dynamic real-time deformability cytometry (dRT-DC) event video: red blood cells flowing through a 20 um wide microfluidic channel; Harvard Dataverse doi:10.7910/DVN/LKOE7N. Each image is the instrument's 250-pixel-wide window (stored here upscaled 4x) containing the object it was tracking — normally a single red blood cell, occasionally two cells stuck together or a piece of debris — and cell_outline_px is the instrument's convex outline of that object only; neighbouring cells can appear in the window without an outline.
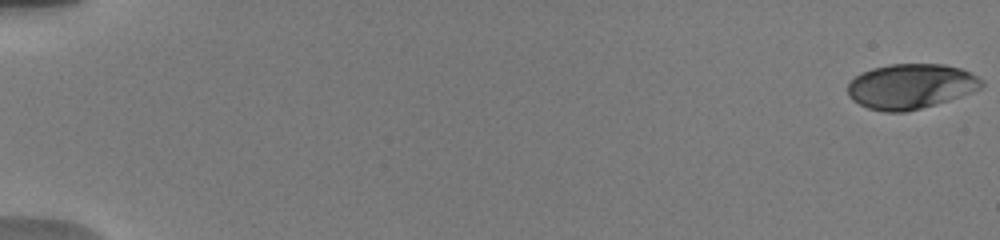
{"species": "human", "species_latin": "Homo sapiens", "temperature_condition": "warm", "stored_images_in_passage": 45, "camera_frame_rate_fps": 3000, "um_per_image_px": 0.085, "donor": {"sex": "male"}, "frame": {"image": 1, "passage_image": 1, "time_ms": 0.0, "image_size_px": [1000, 240], "cell_outline_px": [[984, 84], [980, 88], [960, 96], [936, 104], [908, 112], [884, 112], [868, 108], [852, 100], [848, 96], [848, 84], [860, 72], [872, 68], [892, 64], [944, 64], [960, 68], [984, 80]], "centroid_in_image_um": [77.39, 7.34], "position_along_channel_um": 7.6, "area_um2": 35.08}}
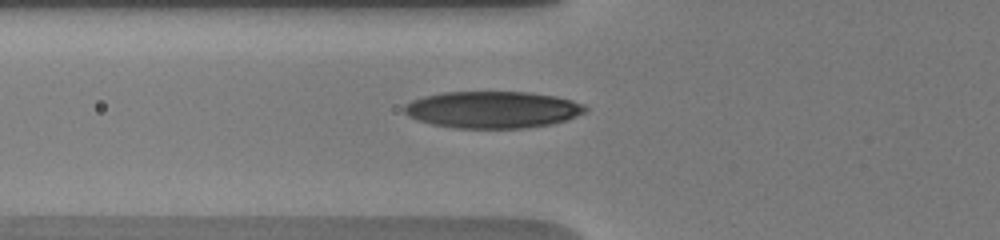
{"frame": {"image": 2, "passage_image": 22, "time_ms": 7.0, "image_size_px": [1000, 240], "cell_outline_px": [[588, 112], [552, 124], [524, 128], [452, 128], [432, 124], [416, 120], [408, 116], [404, 112], [404, 104], [412, 100], [424, 96], [444, 92], [528, 92], [556, 96], [572, 100], [584, 104], [588, 108]], "centroid_in_image_um": [41.87, 9.32], "position_along_channel_um": 83.9, "area_um2": 39.13}}
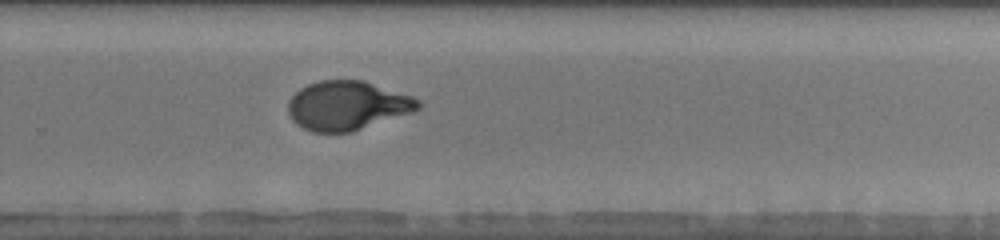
{"frame": {"image": 3, "passage_image": 38, "time_ms": 12.667, "image_size_px": [1000, 240], "cell_outline_px": [[420, 108], [412, 112], [352, 132], [312, 132], [296, 124], [292, 120], [288, 112], [288, 100], [300, 88], [308, 84], [320, 80], [364, 80], [412, 96], [420, 100]], "centroid_in_image_um": [29.51, 8.97], "position_along_channel_um": 300.3, "area_um2": 37.22}}